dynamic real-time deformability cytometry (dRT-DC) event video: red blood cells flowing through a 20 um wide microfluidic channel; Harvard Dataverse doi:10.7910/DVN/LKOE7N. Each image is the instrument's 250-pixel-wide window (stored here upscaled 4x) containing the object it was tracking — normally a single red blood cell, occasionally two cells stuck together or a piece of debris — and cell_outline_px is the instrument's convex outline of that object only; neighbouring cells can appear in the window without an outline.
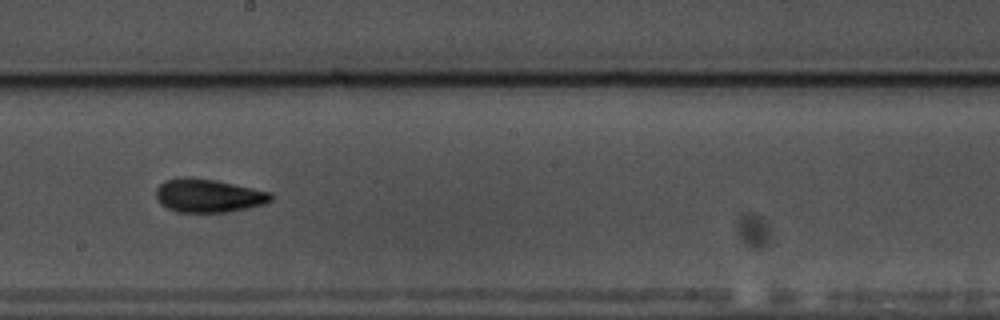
{"species": "common noctule bat (a hibernating species)", "species_latin": "Nyctalus noctula", "temperature_condition": "warm", "stored_images_in_passage": 36, "camera_frame_rate_fps": 3000, "um_per_image_px": 0.085, "animal": {"sex": "male", "body_mass_g": 17.5, "forearm_length_mm": 52.3}, "frame": {"image": 1, "passage_image": 16, "time_ms": 5.0, "image_size_px": [1000, 320], "cell_outline_px": [[272, 200], [264, 204], [248, 208], [228, 212], [176, 212], [160, 204], [156, 200], [156, 188], [164, 180], [184, 176], [192, 176], [216, 180], [252, 188], [268, 192], [272, 196]], "centroid_in_image_um": [17.65, 16.62], "position_along_channel_um": 230.5, "area_um2": 22.54}, "authors_computed_cell_mechanics": {"area_um2": 21.0392, "velocity_mm_per_s": 3.5489, "shape_relaxation_time_tau1_ms": 3.0489, "shape_relaxation_time_tau2_ms": 2.242, "deformation_change_tau1": 0.1578, "deformation_change_tau2": 0.0963}}